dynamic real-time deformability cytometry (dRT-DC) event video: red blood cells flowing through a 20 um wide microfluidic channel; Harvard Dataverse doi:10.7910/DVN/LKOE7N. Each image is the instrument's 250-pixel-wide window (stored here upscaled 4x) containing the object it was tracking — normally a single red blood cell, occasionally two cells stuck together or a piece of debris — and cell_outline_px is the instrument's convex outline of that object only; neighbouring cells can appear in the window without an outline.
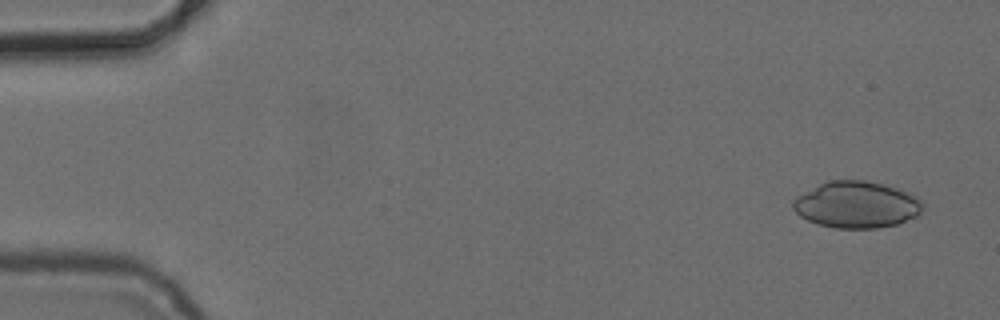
{"species": "common noctule bat (a hibernating species)", "species_latin": "Nyctalus noctula", "temperature_condition": "cold", "stored_images_in_passage": 8, "camera_frame_rate_fps": 3000, "um_per_image_px": 0.085, "animal": {"sex": "female", "body_mass_g": 24.6, "forearm_length_mm": 56.2}, "frame": {"image": 1, "passage_image": 1, "time_ms": 0.0, "image_size_px": [1000, 320], "cell_outline_px": [[924, 208], [920, 216], [896, 224], [876, 228], [836, 228], [820, 224], [808, 220], [800, 216], [792, 208], [792, 200], [820, 184], [828, 180], [864, 180], [884, 184], [912, 192], [924, 200]], "centroid_in_image_um": [72.9, 17.39], "position_along_channel_um": 12.1, "area_um2": 35.55}}